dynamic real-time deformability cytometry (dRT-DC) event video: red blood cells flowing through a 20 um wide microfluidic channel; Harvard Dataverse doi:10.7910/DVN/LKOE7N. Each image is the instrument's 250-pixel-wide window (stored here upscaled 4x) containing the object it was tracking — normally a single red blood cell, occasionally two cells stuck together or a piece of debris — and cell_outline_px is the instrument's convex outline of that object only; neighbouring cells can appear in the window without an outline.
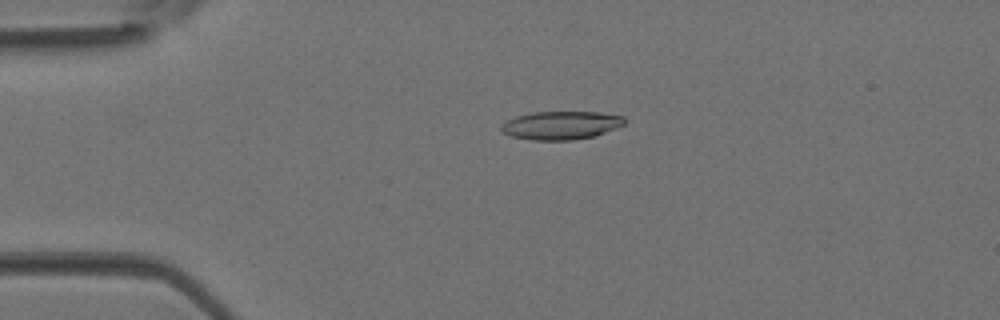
{"species": "Egyptian fruit bat (a non-hibernating species)", "species_latin": "Rousettus aegyptiacus", "temperature_condition": "room temperature", "stored_images_in_passage": 42, "camera_frame_rate_fps": 3000, "um_per_image_px": 0.085, "animal": {"sex": "female"}, "frame": {"image": 1, "passage_image": 8, "time_ms": 2.333, "image_size_px": [1000, 320], "cell_outline_px": [[624, 124], [616, 128], [596, 136], [572, 140], [532, 140], [512, 136], [504, 132], [500, 128], [500, 124], [504, 120], [516, 116], [532, 112], [596, 112], [624, 116]], "centroid_in_image_um": [47.66, 10.65], "position_along_channel_um": 37.3, "area_um2": 20.4}}
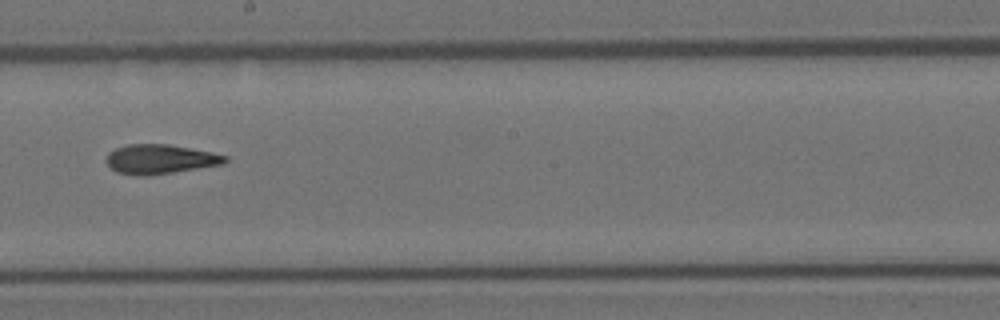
{"frame": {"image": 2, "passage_image": 23, "time_ms": 7.333, "image_size_px": [1000, 320], "cell_outline_px": [[228, 160], [224, 164], [172, 172], [144, 176], [136, 176], [116, 172], [108, 164], [108, 152], [116, 148], [128, 144], [168, 144], [212, 152], [228, 156]], "centroid_in_image_um": [13.63, 13.53], "position_along_channel_um": 234.6, "area_um2": 20.23}}
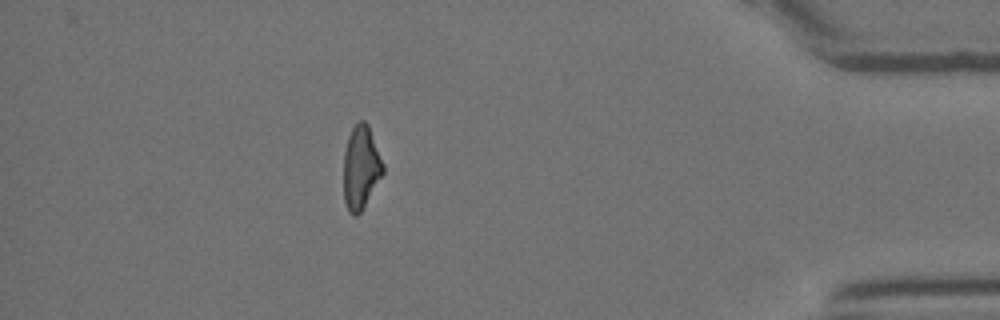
{"frame": {"image": 3, "passage_image": 37, "time_ms": 12.0, "image_size_px": [1000, 320], "cell_outline_px": [[384, 172], [360, 212], [356, 216], [352, 216], [348, 212], [344, 200], [344, 152], [348, 136], [352, 128], [360, 120], [364, 120], [368, 124], [384, 164]], "centroid_in_image_um": [30.67, 14.23], "position_along_channel_um": 404.5, "area_um2": 19.07}}